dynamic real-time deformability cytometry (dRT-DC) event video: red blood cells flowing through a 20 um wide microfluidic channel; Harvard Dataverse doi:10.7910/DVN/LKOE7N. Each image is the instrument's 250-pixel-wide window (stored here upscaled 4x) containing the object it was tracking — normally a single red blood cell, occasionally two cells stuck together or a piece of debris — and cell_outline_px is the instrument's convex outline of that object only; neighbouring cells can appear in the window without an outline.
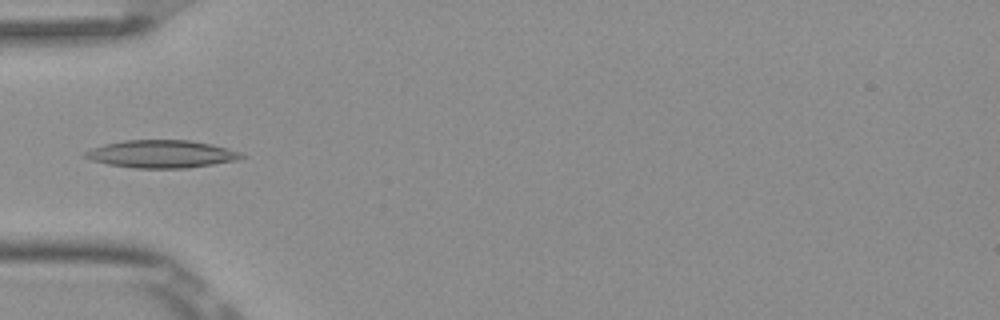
{"species": "Egyptian fruit bat (a non-hibernating species)", "species_latin": "Rousettus aegyptiacus", "temperature_condition": "room temperature", "stored_images_in_passage": 6, "camera_frame_rate_fps": 3000, "um_per_image_px": 0.085, "frame": {"image": 1, "passage_image": 5, "time_ms": 1.333, "image_size_px": [1000, 320], "cell_outline_px": [[248, 156], [236, 160], [188, 168], [136, 168], [108, 164], [92, 160], [84, 156], [84, 152], [92, 148], [104, 144], [124, 140], [188, 140], [212, 144], [228, 148], [240, 152]], "centroid_in_image_um": [13.75, 13.08], "position_along_channel_um": 71.3, "area_um2": 25.14}}
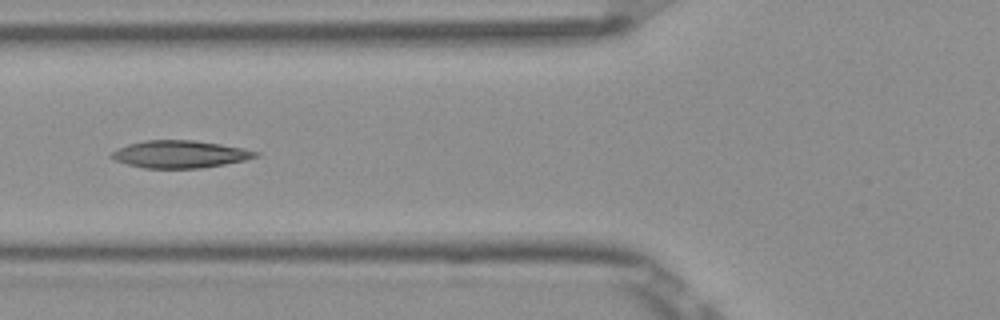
{"frame": {"image": 2, "passage_image": 6, "time_ms": 1.667, "image_size_px": [1000, 320], "cell_outline_px": [[260, 156], [244, 160], [224, 164], [200, 168], [144, 168], [128, 164], [116, 160], [108, 156], [112, 152], [128, 144], [144, 140], [192, 140], [220, 144], [244, 148], [260, 152]], "centroid_in_image_um": [15.31, 13.1], "position_along_channel_um": 110.5, "area_um2": 22.89}}